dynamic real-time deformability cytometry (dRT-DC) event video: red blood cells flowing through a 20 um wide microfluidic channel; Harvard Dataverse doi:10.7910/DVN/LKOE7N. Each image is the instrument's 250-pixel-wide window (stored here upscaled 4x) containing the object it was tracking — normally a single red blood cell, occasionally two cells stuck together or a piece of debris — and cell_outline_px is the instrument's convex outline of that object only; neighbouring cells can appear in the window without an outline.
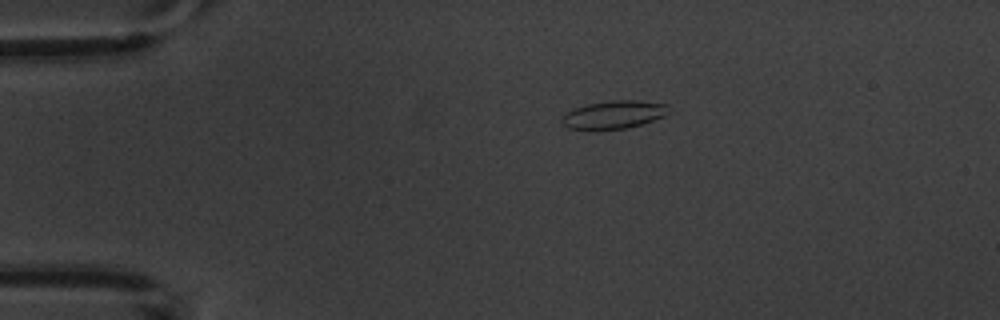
{"species": "common noctule bat (a hibernating species)", "species_latin": "Nyctalus noctula", "temperature_condition": "warm", "stored_images_in_passage": 5, "camera_frame_rate_fps": 3000, "um_per_image_px": 0.085, "animal": {"sex": "male", "body_mass_g": 20.1, "forearm_length_mm": 53.5}, "frame": {"image": 1, "passage_image": 4, "time_ms": 3.667, "image_size_px": [1000, 320], "cell_outline_px": [[668, 112], [664, 116], [628, 128], [568, 128], [560, 120], [560, 116], [576, 108], [588, 104], [612, 100], [636, 100], [668, 104]], "centroid_in_image_um": [52.19, 9.72], "position_along_channel_um": 32.8, "area_um2": 16.94}}